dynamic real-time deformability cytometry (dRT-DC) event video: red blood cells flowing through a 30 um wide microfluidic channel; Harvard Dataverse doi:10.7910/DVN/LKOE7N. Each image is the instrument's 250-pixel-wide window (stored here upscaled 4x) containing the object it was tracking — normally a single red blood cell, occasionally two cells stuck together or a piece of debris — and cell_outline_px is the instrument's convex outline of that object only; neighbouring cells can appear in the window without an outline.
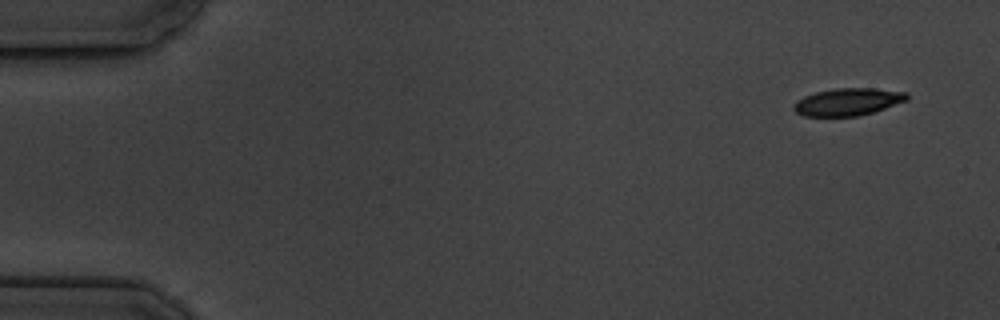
{"species": "common noctule bat (a hibernating species)", "species_latin": "Nyctalus noctula", "temperature_condition": "cold", "stored_images_in_passage": 6, "camera_frame_rate_fps": 3000, "um_per_image_px": 0.085, "animal": {"sex": "male", "body_mass_g": 19.5, "forearm_length_mm": 54.6}, "frame": {"image": 1, "passage_image": 1, "time_ms": 0.0, "image_size_px": [1000, 320], "cell_outline_px": [[908, 100], [872, 112], [856, 116], [804, 116], [796, 112], [792, 108], [792, 104], [796, 100], [804, 96], [816, 92], [836, 88], [872, 88], [908, 92]], "centroid_in_image_um": [72.04, 8.65], "position_along_channel_um": 13.0, "area_um2": 18.03}}
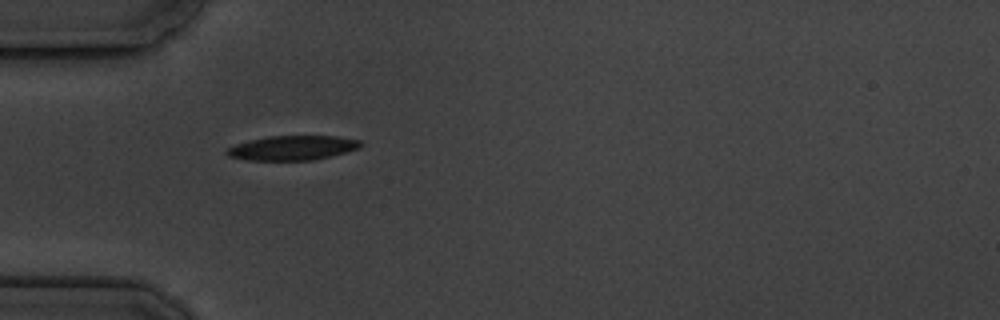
{"frame": {"image": 2, "passage_image": 5, "time_ms": 4.667, "image_size_px": [1000, 320], "cell_outline_px": [[364, 144], [360, 148], [312, 160], [248, 160], [228, 156], [224, 152], [228, 148], [236, 144], [268, 136], [336, 136], [360, 140]], "centroid_in_image_um": [24.87, 12.56], "position_along_channel_um": 60.1, "area_um2": 18.9}}